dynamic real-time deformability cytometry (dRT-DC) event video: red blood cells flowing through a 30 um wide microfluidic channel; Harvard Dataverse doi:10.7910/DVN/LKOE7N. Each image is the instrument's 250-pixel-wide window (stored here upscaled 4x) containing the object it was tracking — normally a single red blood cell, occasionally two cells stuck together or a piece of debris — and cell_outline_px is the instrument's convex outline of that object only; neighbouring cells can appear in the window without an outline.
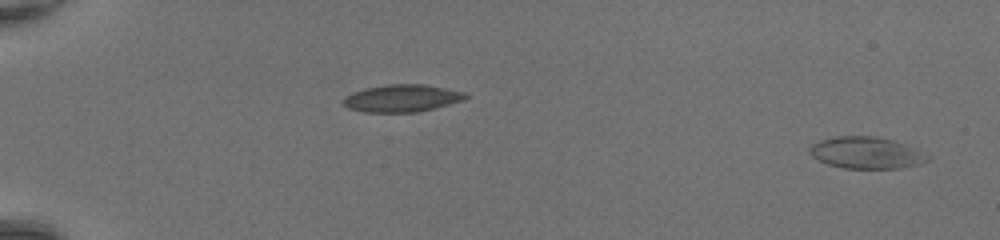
{"species": "common noctule bat (a hibernating species)", "species_latin": "Nyctalus noctula", "temperature_condition": "room temperature", "stored_images_in_passage": 51, "camera_frame_rate_fps": 3000, "um_per_image_px": 0.085, "animal": {"sex": "female", "body_mass_g": 20.0, "forearm_length_mm": 54.0}, "frame": {"image": 1, "passage_image": 3, "time_ms": 0.667, "image_size_px": [1000, 240], "cell_outline_px": [[928, 160], [920, 164], [900, 168], [844, 168], [828, 164], [812, 156], [812, 144], [820, 140], [836, 136], [876, 136], [892, 140], [904, 144]], "centroid_in_image_um": [73.55, 12.98], "position_along_channel_um": 11.4, "area_um2": 20.92}}
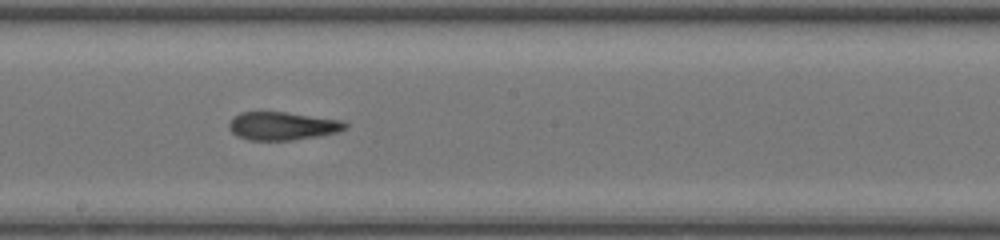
{"frame": {"image": 2, "passage_image": 31, "time_ms": 10.0, "image_size_px": [1000, 240], "cell_outline_px": [[348, 128], [336, 132], [316, 136], [292, 140], [248, 140], [232, 132], [228, 128], [228, 124], [240, 112], [284, 112], [344, 120], [348, 124]], "centroid_in_image_um": [24.04, 10.7], "position_along_channel_um": 224.2, "area_um2": 18.9}}
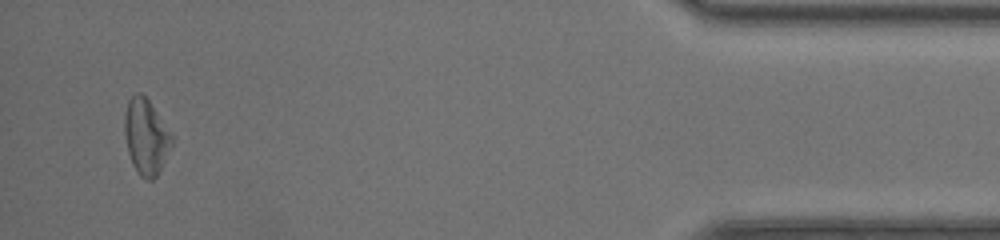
{"frame": {"image": 3, "passage_image": 49, "time_ms": 16.0, "image_size_px": [1000, 240], "cell_outline_px": [[172, 144], [156, 176], [152, 180], [144, 180], [140, 176], [132, 164], [128, 152], [124, 132], [124, 116], [128, 100], [136, 92], [140, 92], [148, 100], [172, 136]], "centroid_in_image_um": [12.37, 11.63], "position_along_channel_um": 422.8, "area_um2": 20.35}, "authors_computed_cell_mechanics": {"area_um2": 20.0566, "velocity_mm_per_s": 4.3553, "shape_relaxation_time_tau1_ms": 5.3929, "shape_relaxation_time_tau2_ms": 2.8792, "deformation_change_tau1": 0.1803, "deformation_change_tau2": 0.1368}}